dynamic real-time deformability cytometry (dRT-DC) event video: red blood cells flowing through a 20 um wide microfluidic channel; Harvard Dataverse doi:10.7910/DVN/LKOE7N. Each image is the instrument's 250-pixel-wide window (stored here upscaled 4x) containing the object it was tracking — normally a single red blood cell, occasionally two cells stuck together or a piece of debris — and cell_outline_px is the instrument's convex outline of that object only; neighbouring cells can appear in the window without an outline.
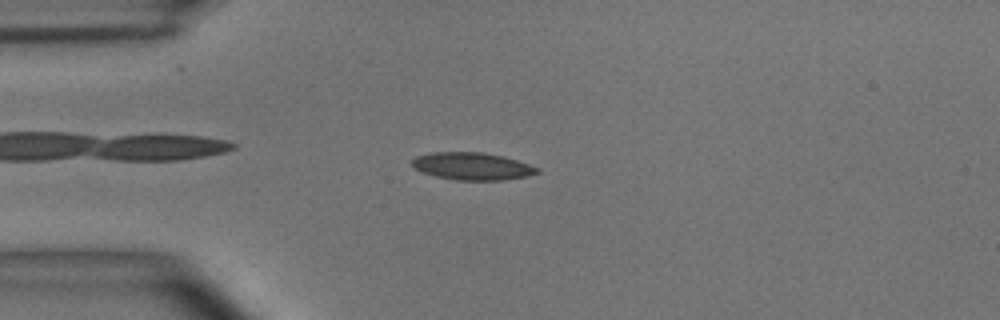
{"species": "common noctule bat (a hibernating species)", "species_latin": "Nyctalus noctula", "temperature_condition": "room temperature", "stored_images_in_passage": 48, "camera_frame_rate_fps": 3000, "um_per_image_px": 0.085, "animal": {"sex": "male", "body_mass_g": 15.6}, "frame": {"image": 1, "passage_image": 8, "time_ms": 2.333, "image_size_px": [1000, 320], "cell_outline_px": [[540, 172], [524, 176], [504, 180], [456, 180], [436, 176], [424, 172], [416, 168], [412, 164], [412, 160], [416, 156], [432, 152], [484, 152], [504, 156], [540, 168]], "centroid_in_image_um": [40.15, 14.12], "position_along_channel_um": 44.8, "area_um2": 19.83}}
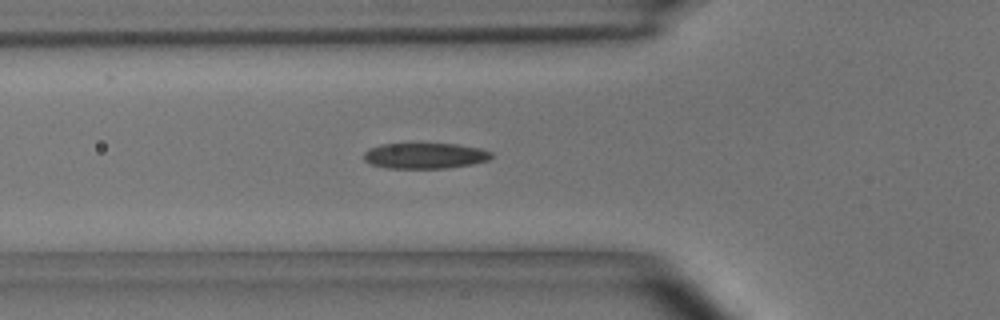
{"frame": {"image": 2, "passage_image": 13, "time_ms": 4.0, "image_size_px": [1000, 320], "cell_outline_px": [[492, 156], [488, 160], [472, 164], [448, 168], [388, 168], [368, 164], [364, 160], [364, 152], [368, 148], [380, 144], [456, 144], [480, 148], [492, 152]], "centroid_in_image_um": [36.09, 13.24], "position_along_channel_um": 89.7, "area_um2": 19.19}}
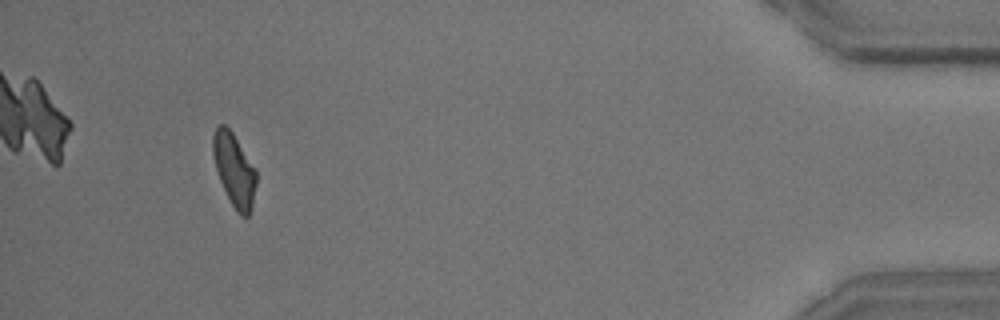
{"frame": {"image": 3, "passage_image": 45, "time_ms": 14.667, "image_size_px": [1000, 320], "cell_outline_px": [[256, 184], [252, 208], [248, 216], [244, 220], [236, 212], [220, 180], [216, 168], [212, 152], [212, 136], [216, 128], [220, 124], [224, 124], [232, 132], [256, 168]], "centroid_in_image_um": [19.92, 14.46], "position_along_channel_um": 415.3, "area_um2": 18.44}, "authors_computed_cell_mechanics": {"area_um2": 19.2474, "velocity_mm_per_s": 3.6777, "shape_relaxation_time_tau1_ms": 5.4403, "shape_relaxation_time_tau2_ms": 2.6276, "deformation_change_tau1": 0.1567, "deformation_change_tau2": 0.1029}}